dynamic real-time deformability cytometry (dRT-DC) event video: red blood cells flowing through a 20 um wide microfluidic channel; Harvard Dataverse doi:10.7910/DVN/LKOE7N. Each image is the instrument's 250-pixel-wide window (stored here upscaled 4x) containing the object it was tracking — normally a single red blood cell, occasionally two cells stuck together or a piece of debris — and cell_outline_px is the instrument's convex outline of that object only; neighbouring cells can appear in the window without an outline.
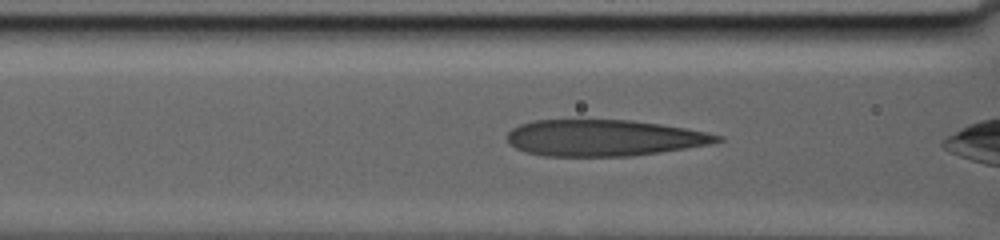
{"species": "human", "species_latin": "Homo sapiens", "temperature_condition": "warm", "stored_images_in_passage": 18, "camera_frame_rate_fps": 3000, "um_per_image_px": 0.085, "donor": {"sex": "male"}, "frame": {"image": 1, "passage_image": 5, "time_ms": 1.333, "image_size_px": [1000, 240], "cell_outline_px": [[724, 140], [712, 144], [660, 152], [632, 156], [544, 156], [524, 152], [508, 144], [508, 132], [512, 128], [520, 124], [532, 120], [632, 120], [660, 124], [708, 132], [724, 136]], "centroid_in_image_um": [51.34, 11.72], "position_along_channel_um": 115.3, "area_um2": 44.74}}
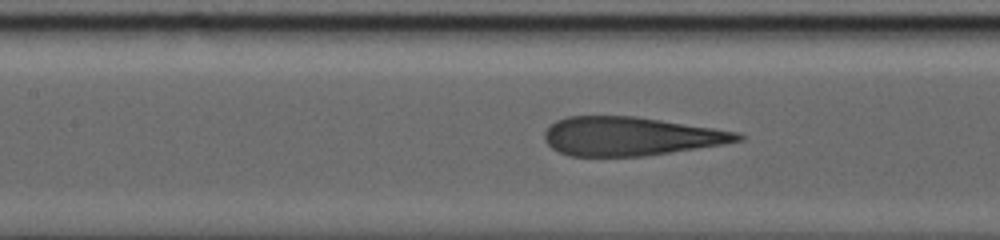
{"frame": {"image": 2, "passage_image": 12, "time_ms": 3.0, "image_size_px": [1000, 240], "cell_outline_px": [[744, 140], [724, 144], [644, 156], [568, 156], [552, 148], [544, 140], [544, 132], [556, 120], [568, 116], [636, 116], [740, 132], [744, 136]], "centroid_in_image_um": [53.6, 11.58], "position_along_channel_um": 153.8, "area_um2": 43.58}}